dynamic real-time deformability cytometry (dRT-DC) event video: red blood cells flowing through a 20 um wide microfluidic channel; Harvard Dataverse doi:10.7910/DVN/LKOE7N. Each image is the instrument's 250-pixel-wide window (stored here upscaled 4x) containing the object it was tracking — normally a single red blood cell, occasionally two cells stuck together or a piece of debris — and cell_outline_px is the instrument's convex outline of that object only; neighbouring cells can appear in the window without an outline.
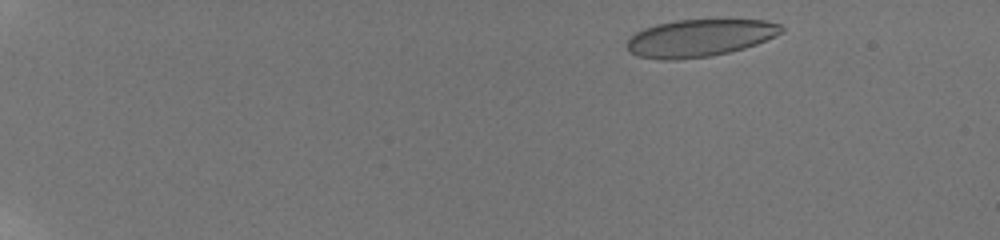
{"species": "human", "species_latin": "Homo sapiens", "temperature_condition": "room temperature", "stored_images_in_passage": 57, "camera_frame_rate_fps": 3000, "um_per_image_px": 0.085, "donor": {"sex": "male"}, "frame": {"image": 1, "passage_image": 5, "time_ms": 1.0, "image_size_px": [1000, 240], "cell_outline_px": [[784, 32], [756, 44], [744, 48], [712, 56], [676, 60], [660, 60], [636, 56], [628, 52], [624, 44], [636, 32], [644, 28], [656, 24], [676, 20], [764, 20], [780, 24], [784, 28]], "centroid_in_image_um": [59.42, 3.24], "position_along_channel_um": 25.6, "area_um2": 33.81}}
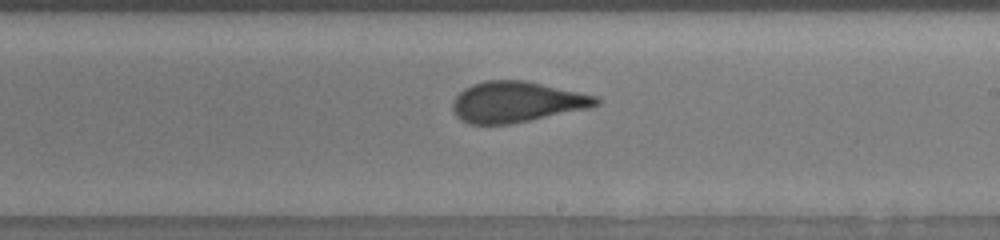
{"frame": {"image": 2, "passage_image": 36, "time_ms": 10.667, "image_size_px": [1000, 240], "cell_outline_px": [[600, 104], [588, 108], [512, 124], [468, 124], [460, 120], [456, 116], [452, 108], [452, 100], [464, 88], [472, 84], [484, 80], [524, 80], [596, 96], [600, 100]], "centroid_in_image_um": [43.86, 8.67], "position_along_channel_um": 245.1, "area_um2": 34.04}}
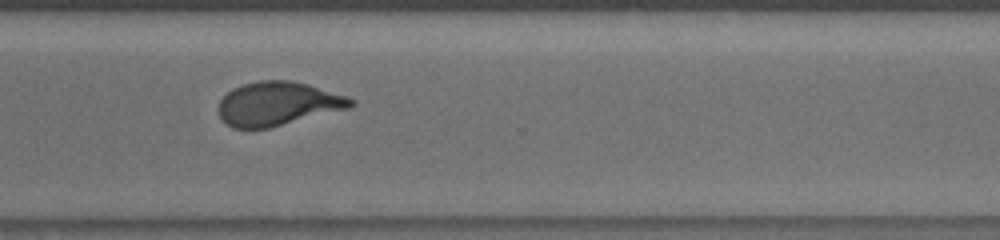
{"frame": {"image": 3, "passage_image": 44, "time_ms": 13.333, "image_size_px": [1000, 240], "cell_outline_px": [[356, 104], [348, 108], [268, 128], [232, 128], [220, 116], [220, 100], [232, 88], [244, 84], [260, 80], [288, 80], [308, 84], [356, 100]], "centroid_in_image_um": [23.61, 8.81], "position_along_channel_um": 347.0, "area_um2": 33.18}, "authors_computed_cell_mechanics": {"area_um2": 34.1598, "velocity_mm_per_s": 3.8259, "shape_relaxation_time_tau1_ms": null, "shape_relaxation_time_tau2_ms": 0.7341, "deformation_change_tau1": null, "deformation_change_tau2": 0.0764}}